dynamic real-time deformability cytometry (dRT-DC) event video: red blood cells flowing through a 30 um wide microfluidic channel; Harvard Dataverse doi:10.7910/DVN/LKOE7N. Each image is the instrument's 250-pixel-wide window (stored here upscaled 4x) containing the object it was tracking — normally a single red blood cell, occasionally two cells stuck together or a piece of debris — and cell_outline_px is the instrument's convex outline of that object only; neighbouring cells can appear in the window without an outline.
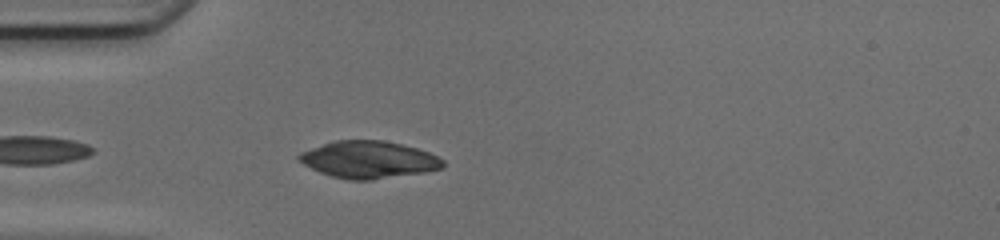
{"species": "common noctule bat (a hibernating species)", "species_latin": "Nyctalus noctula", "temperature_condition": "cold", "stored_images_in_passage": 13, "camera_frame_rate_fps": 3000, "um_per_image_px": 0.085, "animal": {"sex": "female", "body_mass_g": 17.0, "forearm_length_mm": 48.0}, "frame": {"image": 1, "passage_image": 3, "time_ms": 0.667, "image_size_px": [1000, 240], "cell_outline_px": [[444, 168], [424, 172], [372, 180], [348, 180], [332, 176], [320, 172], [296, 160], [296, 156], [300, 152], [336, 140], [380, 140], [400, 144], [416, 148], [428, 152], [444, 160]], "centroid_in_image_um": [31.32, 13.58], "position_along_channel_um": 53.7, "area_um2": 30.98}}
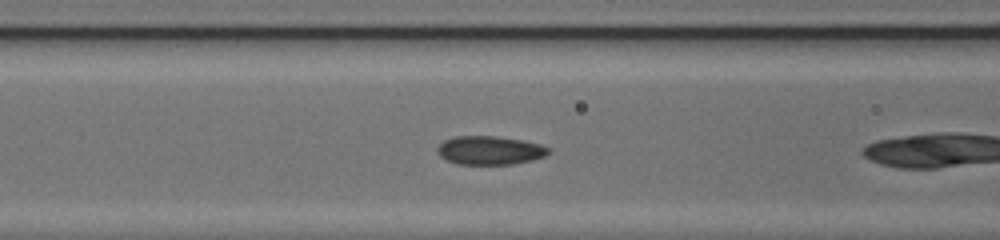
{"frame": {"image": 2, "passage_image": 6, "time_ms": 1.667, "image_size_px": [1000, 240], "cell_outline_px": [[548, 152], [544, 156], [532, 160], [512, 164], [460, 164], [448, 160], [440, 156], [436, 152], [436, 148], [444, 140], [452, 136], [496, 136], [520, 140], [540, 144], [548, 148]], "centroid_in_image_um": [41.58, 12.77], "position_along_channel_um": 125.0, "area_um2": 18.38}}